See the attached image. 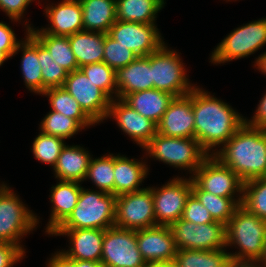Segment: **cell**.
I'll list each match as a JSON object with an SVG mask.
<instances>
[{
	"label": "cell",
	"instance_id": "32",
	"mask_svg": "<svg viewBox=\"0 0 266 267\" xmlns=\"http://www.w3.org/2000/svg\"><path fill=\"white\" fill-rule=\"evenodd\" d=\"M192 193L197 197L201 204L210 212L214 221L221 222L224 225L233 216L236 208L242 204L243 195L238 200L235 198H226L213 195L203 191L194 181Z\"/></svg>",
	"mask_w": 266,
	"mask_h": 267
},
{
	"label": "cell",
	"instance_id": "5",
	"mask_svg": "<svg viewBox=\"0 0 266 267\" xmlns=\"http://www.w3.org/2000/svg\"><path fill=\"white\" fill-rule=\"evenodd\" d=\"M152 158L193 175L209 154L195 138L167 137L157 133L144 147Z\"/></svg>",
	"mask_w": 266,
	"mask_h": 267
},
{
	"label": "cell",
	"instance_id": "21",
	"mask_svg": "<svg viewBox=\"0 0 266 267\" xmlns=\"http://www.w3.org/2000/svg\"><path fill=\"white\" fill-rule=\"evenodd\" d=\"M117 98L124 99L128 94L153 89L152 53L137 57L127 66L115 71Z\"/></svg>",
	"mask_w": 266,
	"mask_h": 267
},
{
	"label": "cell",
	"instance_id": "51",
	"mask_svg": "<svg viewBox=\"0 0 266 267\" xmlns=\"http://www.w3.org/2000/svg\"><path fill=\"white\" fill-rule=\"evenodd\" d=\"M260 263L263 265V267H266V240H265L263 256L260 259Z\"/></svg>",
	"mask_w": 266,
	"mask_h": 267
},
{
	"label": "cell",
	"instance_id": "52",
	"mask_svg": "<svg viewBox=\"0 0 266 267\" xmlns=\"http://www.w3.org/2000/svg\"><path fill=\"white\" fill-rule=\"evenodd\" d=\"M9 59L2 51H0V66Z\"/></svg>",
	"mask_w": 266,
	"mask_h": 267
},
{
	"label": "cell",
	"instance_id": "3",
	"mask_svg": "<svg viewBox=\"0 0 266 267\" xmlns=\"http://www.w3.org/2000/svg\"><path fill=\"white\" fill-rule=\"evenodd\" d=\"M226 247L238 245L239 252L230 253L232 260L260 261L266 240V221L239 205L225 225ZM241 250V251H240Z\"/></svg>",
	"mask_w": 266,
	"mask_h": 267
},
{
	"label": "cell",
	"instance_id": "9",
	"mask_svg": "<svg viewBox=\"0 0 266 267\" xmlns=\"http://www.w3.org/2000/svg\"><path fill=\"white\" fill-rule=\"evenodd\" d=\"M169 227L177 250H219L226 247L225 225L221 222L196 225L180 218Z\"/></svg>",
	"mask_w": 266,
	"mask_h": 267
},
{
	"label": "cell",
	"instance_id": "50",
	"mask_svg": "<svg viewBox=\"0 0 266 267\" xmlns=\"http://www.w3.org/2000/svg\"><path fill=\"white\" fill-rule=\"evenodd\" d=\"M144 267H174L173 262H148Z\"/></svg>",
	"mask_w": 266,
	"mask_h": 267
},
{
	"label": "cell",
	"instance_id": "14",
	"mask_svg": "<svg viewBox=\"0 0 266 267\" xmlns=\"http://www.w3.org/2000/svg\"><path fill=\"white\" fill-rule=\"evenodd\" d=\"M63 87L96 124L106 119L112 99L81 69L69 72Z\"/></svg>",
	"mask_w": 266,
	"mask_h": 267
},
{
	"label": "cell",
	"instance_id": "1",
	"mask_svg": "<svg viewBox=\"0 0 266 267\" xmlns=\"http://www.w3.org/2000/svg\"><path fill=\"white\" fill-rule=\"evenodd\" d=\"M208 93L196 86L192 90L195 139L209 154L213 147L224 145L245 123V119L230 105Z\"/></svg>",
	"mask_w": 266,
	"mask_h": 267
},
{
	"label": "cell",
	"instance_id": "22",
	"mask_svg": "<svg viewBox=\"0 0 266 267\" xmlns=\"http://www.w3.org/2000/svg\"><path fill=\"white\" fill-rule=\"evenodd\" d=\"M51 203L53 208L51 218L46 228L47 234H52L72 213L75 208L82 186L75 181H59L51 187Z\"/></svg>",
	"mask_w": 266,
	"mask_h": 267
},
{
	"label": "cell",
	"instance_id": "11",
	"mask_svg": "<svg viewBox=\"0 0 266 267\" xmlns=\"http://www.w3.org/2000/svg\"><path fill=\"white\" fill-rule=\"evenodd\" d=\"M152 187L116 197L114 226L140 230L156 226Z\"/></svg>",
	"mask_w": 266,
	"mask_h": 267
},
{
	"label": "cell",
	"instance_id": "26",
	"mask_svg": "<svg viewBox=\"0 0 266 267\" xmlns=\"http://www.w3.org/2000/svg\"><path fill=\"white\" fill-rule=\"evenodd\" d=\"M84 31L108 33L117 21L116 0H79Z\"/></svg>",
	"mask_w": 266,
	"mask_h": 267
},
{
	"label": "cell",
	"instance_id": "45",
	"mask_svg": "<svg viewBox=\"0 0 266 267\" xmlns=\"http://www.w3.org/2000/svg\"><path fill=\"white\" fill-rule=\"evenodd\" d=\"M245 124L253 128L266 129V94L260 100L252 120L248 121L245 118Z\"/></svg>",
	"mask_w": 266,
	"mask_h": 267
},
{
	"label": "cell",
	"instance_id": "28",
	"mask_svg": "<svg viewBox=\"0 0 266 267\" xmlns=\"http://www.w3.org/2000/svg\"><path fill=\"white\" fill-rule=\"evenodd\" d=\"M20 49L23 51L21 70L26 87L36 94H42L43 79L38 60V40L28 32L26 39L18 44L13 55Z\"/></svg>",
	"mask_w": 266,
	"mask_h": 267
},
{
	"label": "cell",
	"instance_id": "38",
	"mask_svg": "<svg viewBox=\"0 0 266 267\" xmlns=\"http://www.w3.org/2000/svg\"><path fill=\"white\" fill-rule=\"evenodd\" d=\"M63 138L46 135L40 132L32 145L34 157L43 163L55 166L62 148L65 146Z\"/></svg>",
	"mask_w": 266,
	"mask_h": 267
},
{
	"label": "cell",
	"instance_id": "34",
	"mask_svg": "<svg viewBox=\"0 0 266 267\" xmlns=\"http://www.w3.org/2000/svg\"><path fill=\"white\" fill-rule=\"evenodd\" d=\"M114 155L91 157L85 179H91L99 190L114 195Z\"/></svg>",
	"mask_w": 266,
	"mask_h": 267
},
{
	"label": "cell",
	"instance_id": "47",
	"mask_svg": "<svg viewBox=\"0 0 266 267\" xmlns=\"http://www.w3.org/2000/svg\"><path fill=\"white\" fill-rule=\"evenodd\" d=\"M228 267H263L260 261L232 260Z\"/></svg>",
	"mask_w": 266,
	"mask_h": 267
},
{
	"label": "cell",
	"instance_id": "31",
	"mask_svg": "<svg viewBox=\"0 0 266 267\" xmlns=\"http://www.w3.org/2000/svg\"><path fill=\"white\" fill-rule=\"evenodd\" d=\"M42 95L48 96L52 111L74 119L82 128L96 124L64 87L48 88Z\"/></svg>",
	"mask_w": 266,
	"mask_h": 267
},
{
	"label": "cell",
	"instance_id": "2",
	"mask_svg": "<svg viewBox=\"0 0 266 267\" xmlns=\"http://www.w3.org/2000/svg\"><path fill=\"white\" fill-rule=\"evenodd\" d=\"M211 155L228 166L243 182L266 177L264 129L253 128L244 123L223 145V148L216 153L212 150Z\"/></svg>",
	"mask_w": 266,
	"mask_h": 267
},
{
	"label": "cell",
	"instance_id": "35",
	"mask_svg": "<svg viewBox=\"0 0 266 267\" xmlns=\"http://www.w3.org/2000/svg\"><path fill=\"white\" fill-rule=\"evenodd\" d=\"M241 205L266 221V177L244 182Z\"/></svg>",
	"mask_w": 266,
	"mask_h": 267
},
{
	"label": "cell",
	"instance_id": "41",
	"mask_svg": "<svg viewBox=\"0 0 266 267\" xmlns=\"http://www.w3.org/2000/svg\"><path fill=\"white\" fill-rule=\"evenodd\" d=\"M181 219L197 224L215 222L210 212L204 207L197 197L191 193L186 201Z\"/></svg>",
	"mask_w": 266,
	"mask_h": 267
},
{
	"label": "cell",
	"instance_id": "8",
	"mask_svg": "<svg viewBox=\"0 0 266 267\" xmlns=\"http://www.w3.org/2000/svg\"><path fill=\"white\" fill-rule=\"evenodd\" d=\"M186 75L179 54L167 49L165 43L152 53L153 88L174 97L187 95L194 86L190 85Z\"/></svg>",
	"mask_w": 266,
	"mask_h": 267
},
{
	"label": "cell",
	"instance_id": "6",
	"mask_svg": "<svg viewBox=\"0 0 266 267\" xmlns=\"http://www.w3.org/2000/svg\"><path fill=\"white\" fill-rule=\"evenodd\" d=\"M18 196L6 185L0 191V242L19 246L21 236L32 231L38 224L37 216L24 206Z\"/></svg>",
	"mask_w": 266,
	"mask_h": 267
},
{
	"label": "cell",
	"instance_id": "17",
	"mask_svg": "<svg viewBox=\"0 0 266 267\" xmlns=\"http://www.w3.org/2000/svg\"><path fill=\"white\" fill-rule=\"evenodd\" d=\"M138 249L143 259L148 262H172L177 248L169 226L136 230Z\"/></svg>",
	"mask_w": 266,
	"mask_h": 267
},
{
	"label": "cell",
	"instance_id": "4",
	"mask_svg": "<svg viewBox=\"0 0 266 267\" xmlns=\"http://www.w3.org/2000/svg\"><path fill=\"white\" fill-rule=\"evenodd\" d=\"M116 196L81 188L78 202L57 229H108L115 222Z\"/></svg>",
	"mask_w": 266,
	"mask_h": 267
},
{
	"label": "cell",
	"instance_id": "36",
	"mask_svg": "<svg viewBox=\"0 0 266 267\" xmlns=\"http://www.w3.org/2000/svg\"><path fill=\"white\" fill-rule=\"evenodd\" d=\"M38 60L41 66L43 92L48 88L63 87L68 72L50 55L48 50L38 41Z\"/></svg>",
	"mask_w": 266,
	"mask_h": 267
},
{
	"label": "cell",
	"instance_id": "27",
	"mask_svg": "<svg viewBox=\"0 0 266 267\" xmlns=\"http://www.w3.org/2000/svg\"><path fill=\"white\" fill-rule=\"evenodd\" d=\"M106 34L83 30L68 36L79 68L87 64L103 62Z\"/></svg>",
	"mask_w": 266,
	"mask_h": 267
},
{
	"label": "cell",
	"instance_id": "16",
	"mask_svg": "<svg viewBox=\"0 0 266 267\" xmlns=\"http://www.w3.org/2000/svg\"><path fill=\"white\" fill-rule=\"evenodd\" d=\"M157 133L167 137L195 138L192 91L187 95L174 97L157 124Z\"/></svg>",
	"mask_w": 266,
	"mask_h": 267
},
{
	"label": "cell",
	"instance_id": "43",
	"mask_svg": "<svg viewBox=\"0 0 266 267\" xmlns=\"http://www.w3.org/2000/svg\"><path fill=\"white\" fill-rule=\"evenodd\" d=\"M20 42L17 41L14 31L7 23L0 22V51L8 58L13 56Z\"/></svg>",
	"mask_w": 266,
	"mask_h": 267
},
{
	"label": "cell",
	"instance_id": "49",
	"mask_svg": "<svg viewBox=\"0 0 266 267\" xmlns=\"http://www.w3.org/2000/svg\"><path fill=\"white\" fill-rule=\"evenodd\" d=\"M76 267H103L100 262L76 260Z\"/></svg>",
	"mask_w": 266,
	"mask_h": 267
},
{
	"label": "cell",
	"instance_id": "10",
	"mask_svg": "<svg viewBox=\"0 0 266 267\" xmlns=\"http://www.w3.org/2000/svg\"><path fill=\"white\" fill-rule=\"evenodd\" d=\"M103 267H144L136 239V231L117 226L105 230L102 245Z\"/></svg>",
	"mask_w": 266,
	"mask_h": 267
},
{
	"label": "cell",
	"instance_id": "13",
	"mask_svg": "<svg viewBox=\"0 0 266 267\" xmlns=\"http://www.w3.org/2000/svg\"><path fill=\"white\" fill-rule=\"evenodd\" d=\"M191 178L205 192L234 198L236 191L243 195L244 182L214 155H209Z\"/></svg>",
	"mask_w": 266,
	"mask_h": 267
},
{
	"label": "cell",
	"instance_id": "19",
	"mask_svg": "<svg viewBox=\"0 0 266 267\" xmlns=\"http://www.w3.org/2000/svg\"><path fill=\"white\" fill-rule=\"evenodd\" d=\"M51 26L35 30L27 26L30 33H49L54 36H70L84 30L82 5L79 0H63L58 5L45 8Z\"/></svg>",
	"mask_w": 266,
	"mask_h": 267
},
{
	"label": "cell",
	"instance_id": "39",
	"mask_svg": "<svg viewBox=\"0 0 266 267\" xmlns=\"http://www.w3.org/2000/svg\"><path fill=\"white\" fill-rule=\"evenodd\" d=\"M80 69L111 99H115L112 95L114 93L117 97L115 70L109 67L105 62L87 64L80 67Z\"/></svg>",
	"mask_w": 266,
	"mask_h": 267
},
{
	"label": "cell",
	"instance_id": "48",
	"mask_svg": "<svg viewBox=\"0 0 266 267\" xmlns=\"http://www.w3.org/2000/svg\"><path fill=\"white\" fill-rule=\"evenodd\" d=\"M255 66H257L259 71L261 70L263 74H266V52L257 58Z\"/></svg>",
	"mask_w": 266,
	"mask_h": 267
},
{
	"label": "cell",
	"instance_id": "15",
	"mask_svg": "<svg viewBox=\"0 0 266 267\" xmlns=\"http://www.w3.org/2000/svg\"><path fill=\"white\" fill-rule=\"evenodd\" d=\"M107 34L133 51L138 57L148 56L164 44L155 23L145 24L117 20Z\"/></svg>",
	"mask_w": 266,
	"mask_h": 267
},
{
	"label": "cell",
	"instance_id": "23",
	"mask_svg": "<svg viewBox=\"0 0 266 267\" xmlns=\"http://www.w3.org/2000/svg\"><path fill=\"white\" fill-rule=\"evenodd\" d=\"M91 157L84 148L65 145L53 168L60 181L82 182L85 180Z\"/></svg>",
	"mask_w": 266,
	"mask_h": 267
},
{
	"label": "cell",
	"instance_id": "44",
	"mask_svg": "<svg viewBox=\"0 0 266 267\" xmlns=\"http://www.w3.org/2000/svg\"><path fill=\"white\" fill-rule=\"evenodd\" d=\"M33 0H0V9L13 21H18L23 17V13Z\"/></svg>",
	"mask_w": 266,
	"mask_h": 267
},
{
	"label": "cell",
	"instance_id": "12",
	"mask_svg": "<svg viewBox=\"0 0 266 267\" xmlns=\"http://www.w3.org/2000/svg\"><path fill=\"white\" fill-rule=\"evenodd\" d=\"M193 179L173 178L161 188L152 187L156 225L170 226L183 214L186 201L192 193Z\"/></svg>",
	"mask_w": 266,
	"mask_h": 267
},
{
	"label": "cell",
	"instance_id": "46",
	"mask_svg": "<svg viewBox=\"0 0 266 267\" xmlns=\"http://www.w3.org/2000/svg\"><path fill=\"white\" fill-rule=\"evenodd\" d=\"M48 267H76V260L68 259L60 251L50 258Z\"/></svg>",
	"mask_w": 266,
	"mask_h": 267
},
{
	"label": "cell",
	"instance_id": "42",
	"mask_svg": "<svg viewBox=\"0 0 266 267\" xmlns=\"http://www.w3.org/2000/svg\"><path fill=\"white\" fill-rule=\"evenodd\" d=\"M24 251L17 245L0 242V267H12L24 256Z\"/></svg>",
	"mask_w": 266,
	"mask_h": 267
},
{
	"label": "cell",
	"instance_id": "53",
	"mask_svg": "<svg viewBox=\"0 0 266 267\" xmlns=\"http://www.w3.org/2000/svg\"><path fill=\"white\" fill-rule=\"evenodd\" d=\"M4 186H5V184H1V186H0V191H1V189H2Z\"/></svg>",
	"mask_w": 266,
	"mask_h": 267
},
{
	"label": "cell",
	"instance_id": "25",
	"mask_svg": "<svg viewBox=\"0 0 266 267\" xmlns=\"http://www.w3.org/2000/svg\"><path fill=\"white\" fill-rule=\"evenodd\" d=\"M173 99L172 94L153 88L128 94L123 101L143 117L158 124Z\"/></svg>",
	"mask_w": 266,
	"mask_h": 267
},
{
	"label": "cell",
	"instance_id": "24",
	"mask_svg": "<svg viewBox=\"0 0 266 267\" xmlns=\"http://www.w3.org/2000/svg\"><path fill=\"white\" fill-rule=\"evenodd\" d=\"M119 155L114 156V195L117 197L144 189L139 186L147 176V165Z\"/></svg>",
	"mask_w": 266,
	"mask_h": 267
},
{
	"label": "cell",
	"instance_id": "29",
	"mask_svg": "<svg viewBox=\"0 0 266 267\" xmlns=\"http://www.w3.org/2000/svg\"><path fill=\"white\" fill-rule=\"evenodd\" d=\"M164 4V0H116V17L124 22L154 23Z\"/></svg>",
	"mask_w": 266,
	"mask_h": 267
},
{
	"label": "cell",
	"instance_id": "7",
	"mask_svg": "<svg viewBox=\"0 0 266 267\" xmlns=\"http://www.w3.org/2000/svg\"><path fill=\"white\" fill-rule=\"evenodd\" d=\"M266 44V18L247 23L227 35L211 55V62L220 64L247 57Z\"/></svg>",
	"mask_w": 266,
	"mask_h": 267
},
{
	"label": "cell",
	"instance_id": "18",
	"mask_svg": "<svg viewBox=\"0 0 266 267\" xmlns=\"http://www.w3.org/2000/svg\"><path fill=\"white\" fill-rule=\"evenodd\" d=\"M113 117L123 132L127 133L139 146L144 147L156 134L157 124L143 117L122 99H112L106 118Z\"/></svg>",
	"mask_w": 266,
	"mask_h": 267
},
{
	"label": "cell",
	"instance_id": "40",
	"mask_svg": "<svg viewBox=\"0 0 266 267\" xmlns=\"http://www.w3.org/2000/svg\"><path fill=\"white\" fill-rule=\"evenodd\" d=\"M138 56L130 49L124 47L108 34L104 40L103 62H105L113 70H117L127 66L133 62Z\"/></svg>",
	"mask_w": 266,
	"mask_h": 267
},
{
	"label": "cell",
	"instance_id": "30",
	"mask_svg": "<svg viewBox=\"0 0 266 267\" xmlns=\"http://www.w3.org/2000/svg\"><path fill=\"white\" fill-rule=\"evenodd\" d=\"M231 261L225 248L219 250L180 249L173 259L174 267H228Z\"/></svg>",
	"mask_w": 266,
	"mask_h": 267
},
{
	"label": "cell",
	"instance_id": "37",
	"mask_svg": "<svg viewBox=\"0 0 266 267\" xmlns=\"http://www.w3.org/2000/svg\"><path fill=\"white\" fill-rule=\"evenodd\" d=\"M40 131L46 135L58 136L63 139L72 137L82 127L72 118L66 117L63 114L50 111L40 124Z\"/></svg>",
	"mask_w": 266,
	"mask_h": 267
},
{
	"label": "cell",
	"instance_id": "20",
	"mask_svg": "<svg viewBox=\"0 0 266 267\" xmlns=\"http://www.w3.org/2000/svg\"><path fill=\"white\" fill-rule=\"evenodd\" d=\"M104 229H56L51 235H68L72 243L61 251L68 259L101 262Z\"/></svg>",
	"mask_w": 266,
	"mask_h": 267
},
{
	"label": "cell",
	"instance_id": "33",
	"mask_svg": "<svg viewBox=\"0 0 266 267\" xmlns=\"http://www.w3.org/2000/svg\"><path fill=\"white\" fill-rule=\"evenodd\" d=\"M52 55L53 59L67 72L80 69L71 49L68 36H54L49 33H31Z\"/></svg>",
	"mask_w": 266,
	"mask_h": 267
}]
</instances>
